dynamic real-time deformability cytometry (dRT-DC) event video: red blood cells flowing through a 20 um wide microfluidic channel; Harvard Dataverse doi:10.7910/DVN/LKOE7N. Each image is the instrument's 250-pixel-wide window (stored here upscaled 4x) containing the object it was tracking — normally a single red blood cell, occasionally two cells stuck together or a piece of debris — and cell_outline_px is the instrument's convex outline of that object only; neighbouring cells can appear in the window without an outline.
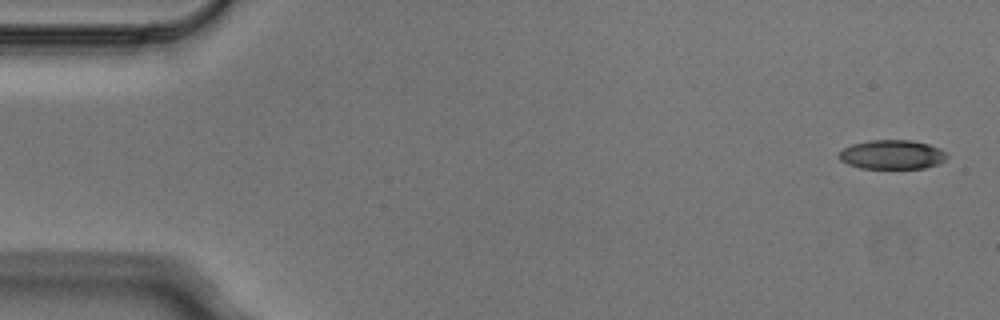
{"species": "Egyptian fruit bat (a non-hibernating species)", "species_latin": "Rousettus aegyptiacus", "temperature_condition": "cold", "stored_images_in_passage": 4, "camera_frame_rate_fps": 3000, "um_per_image_px": 0.085, "animal": {"sex": "male"}, "frame": {"image": 1, "passage_image": 1, "time_ms": 0.0, "image_size_px": [1000, 320], "cell_outline_px": [[948, 156], [944, 160], [936, 164], [924, 168], [860, 168], [848, 164], [840, 160], [840, 152], [844, 148], [852, 144], [868, 140], [912, 140], [928, 144], [940, 148], [948, 152]], "centroid_in_image_um": [75.85, 13.13], "position_along_channel_um": 9.1, "area_um2": 18.32}}
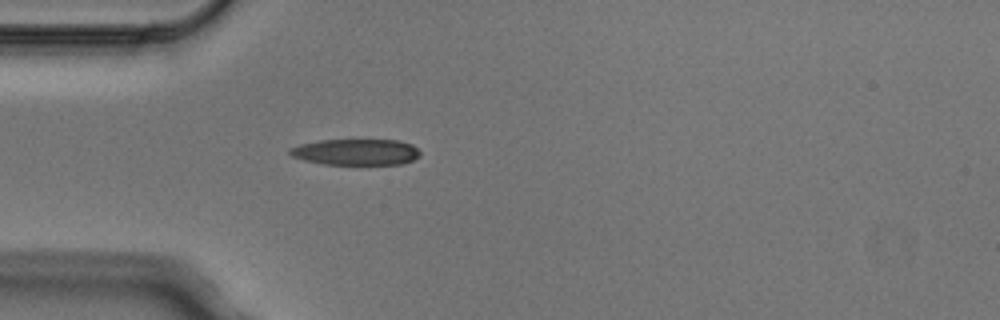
{"frame": {"image": 2, "passage_image": 4, "time_ms": 1.0, "image_size_px": [1000, 320], "cell_outline_px": [[420, 156], [412, 160], [400, 164], [324, 164], [304, 160], [292, 156], [288, 152], [288, 148], [300, 144], [320, 140], [396, 140], [412, 144], [420, 152]], "centroid_in_image_um": [30.23, 12.92], "position_along_channel_um": 54.8, "area_um2": 19.77}}